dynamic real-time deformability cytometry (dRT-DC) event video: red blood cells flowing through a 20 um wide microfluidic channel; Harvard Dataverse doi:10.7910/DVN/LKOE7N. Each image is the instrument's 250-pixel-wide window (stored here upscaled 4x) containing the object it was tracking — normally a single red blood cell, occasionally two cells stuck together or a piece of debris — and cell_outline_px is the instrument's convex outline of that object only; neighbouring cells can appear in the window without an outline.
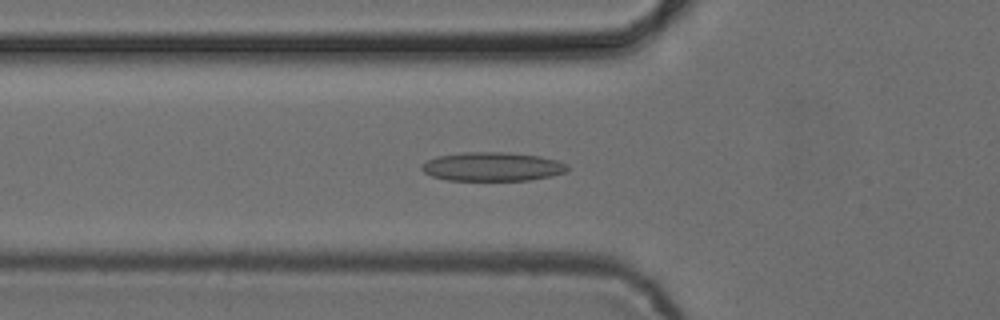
{"species": "common noctule bat (a hibernating species)", "species_latin": "Nyctalus noctula", "temperature_condition": "cold", "stored_images_in_passage": 42, "camera_frame_rate_fps": 3000, "um_per_image_px": 0.085, "animal": {"sex": "female", "body_mass_g": 24.6, "forearm_length_mm": 56.2}, "frame": {"image": 1, "passage_image": 8, "time_ms": 2.333, "image_size_px": [1000, 320], "cell_outline_px": [[568, 172], [552, 176], [528, 180], [448, 180], [432, 176], [424, 172], [420, 168], [420, 164], [436, 156], [464, 152], [508, 152], [540, 156], [556, 160], [568, 164]], "centroid_in_image_um": [41.86, 14.16], "position_along_channel_um": 83.9, "area_um2": 24.68}}
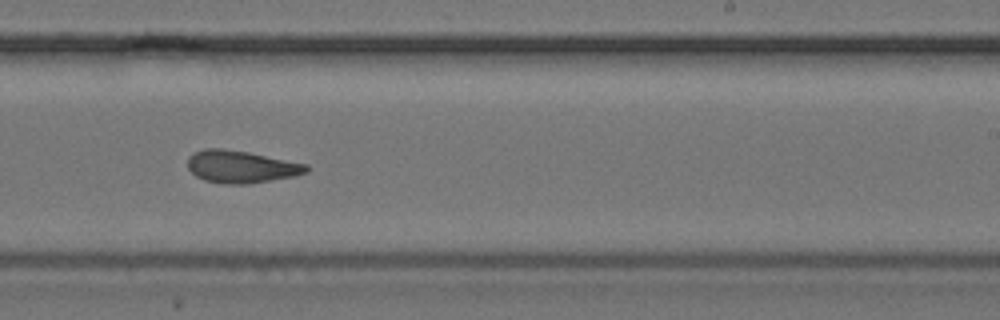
{"frame": {"image": 2, "passage_image": 22, "time_ms": 7.0, "image_size_px": [1000, 320], "cell_outline_px": [[308, 172], [296, 176], [248, 184], [224, 184], [204, 180], [196, 176], [188, 168], [188, 156], [192, 152], [204, 148], [220, 148], [248, 152], [308, 164]], "centroid_in_image_um": [20.48, 14.17], "position_along_channel_um": 268.5, "area_um2": 22.54}}
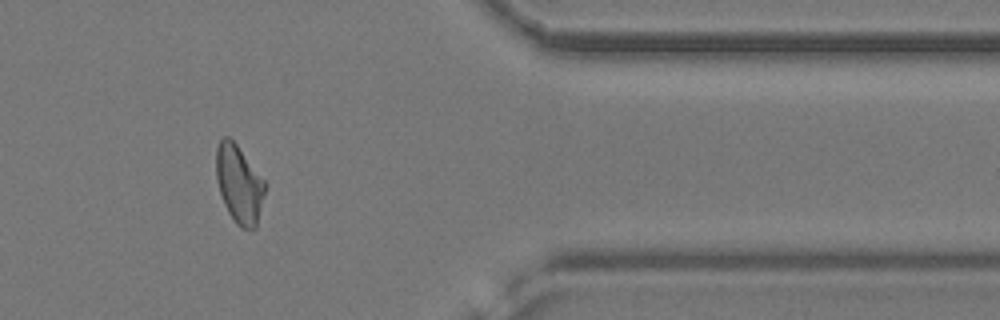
{"frame": {"image": 3, "passage_image": 33, "time_ms": 10.667, "image_size_px": [1000, 320], "cell_outline_px": [[268, 184], [256, 228], [240, 228], [236, 224], [228, 212], [224, 204], [216, 180], [216, 148], [220, 140], [224, 136], [228, 136], [236, 144]], "centroid_in_image_um": [20.34, 15.66], "position_along_channel_um": 391.1, "area_um2": 22.37}, "authors_computed_cell_mechanics": {"area_um2": 22.3975, "velocity_mm_per_s": 3.9367, "shape_relaxation_time_tau1_ms": null, "shape_relaxation_time_tau2_ms": 3.2754, "deformation_change_tau1": null, "deformation_change_tau2": 0.107}}